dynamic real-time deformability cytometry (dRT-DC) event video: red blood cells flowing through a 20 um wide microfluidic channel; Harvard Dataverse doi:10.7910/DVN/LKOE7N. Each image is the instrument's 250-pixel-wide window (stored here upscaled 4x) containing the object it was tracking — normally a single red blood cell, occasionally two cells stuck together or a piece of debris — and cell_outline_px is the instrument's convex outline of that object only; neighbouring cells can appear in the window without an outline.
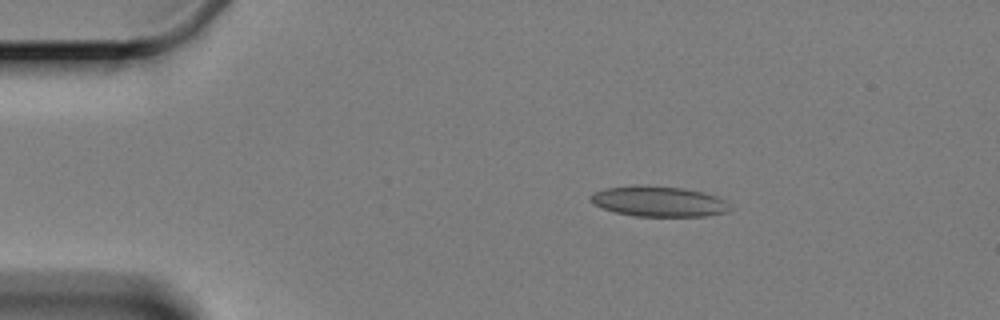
{"species": "Egyptian fruit bat (a non-hibernating species)", "species_latin": "Rousettus aegyptiacus", "temperature_condition": "cold", "stored_images_in_passage": 5, "camera_frame_rate_fps": 3000, "um_per_image_px": 0.085, "animal": {"sex": "female"}, "frame": {"image": 1, "passage_image": 2, "time_ms": 1.333, "image_size_px": [1000, 320], "cell_outline_px": [[728, 208], [724, 212], [704, 216], [636, 216], [616, 212], [592, 204], [588, 196], [604, 188], [680, 188], [704, 192], [716, 196], [724, 200]], "centroid_in_image_um": [55.97, 17.16], "position_along_channel_um": 29.0, "area_um2": 23.35}}